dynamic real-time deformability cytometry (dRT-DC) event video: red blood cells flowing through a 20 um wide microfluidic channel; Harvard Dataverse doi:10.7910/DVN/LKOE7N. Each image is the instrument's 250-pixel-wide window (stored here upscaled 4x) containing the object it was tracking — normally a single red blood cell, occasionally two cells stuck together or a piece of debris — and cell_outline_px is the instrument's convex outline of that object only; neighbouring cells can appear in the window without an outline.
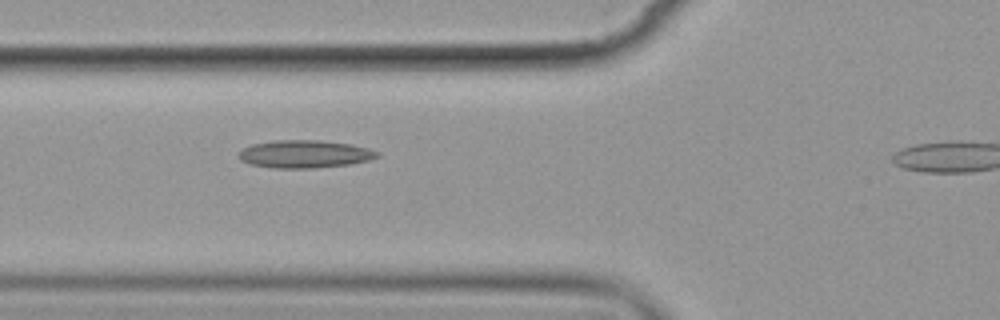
{"species": "common noctule bat (a hibernating species)", "species_latin": "Nyctalus noctula", "temperature_condition": "cold", "stored_images_in_passage": 8, "segment_of_instrument_passage": [1, 2], "camera_frame_rate_fps": 3000, "um_per_image_px": 0.085, "animal": {"sex": "female", "body_mass_g": 19.9}, "frame": {"image": 1, "passage_image": 7, "time_ms": 7.0, "image_size_px": [1000, 320], "cell_outline_px": [[380, 156], [372, 160], [348, 164], [316, 168], [272, 168], [248, 164], [240, 160], [236, 152], [252, 144], [276, 140], [320, 140], [352, 144], [368, 148], [380, 152]], "centroid_in_image_um": [25.89, 13.09], "position_along_channel_um": 99.9, "area_um2": 22.72}}